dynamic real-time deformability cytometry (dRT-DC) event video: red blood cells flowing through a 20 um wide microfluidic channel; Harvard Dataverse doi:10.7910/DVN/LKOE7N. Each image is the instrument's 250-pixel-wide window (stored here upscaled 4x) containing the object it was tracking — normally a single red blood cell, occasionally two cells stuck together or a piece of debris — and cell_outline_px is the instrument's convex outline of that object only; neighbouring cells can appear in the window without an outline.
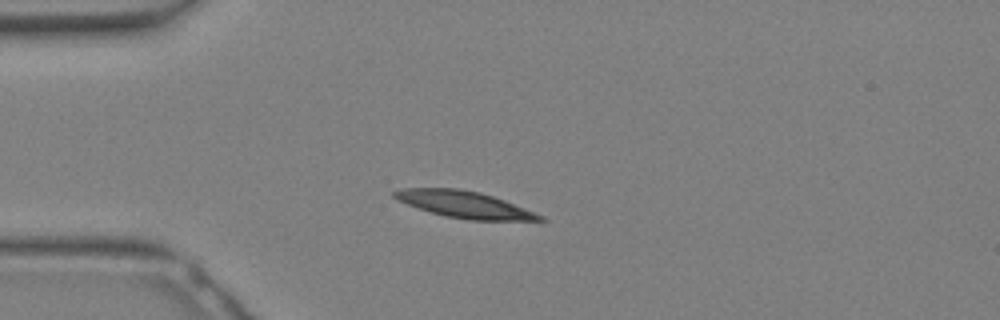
{"species": "Egyptian fruit bat (a non-hibernating species)", "species_latin": "Rousettus aegyptiacus", "temperature_condition": "warm", "stored_images_in_passage": 25, "camera_frame_rate_fps": 3000, "um_per_image_px": 0.085, "animal": {"sex": "female"}, "frame": {"image": 1, "passage_image": 1, "time_ms": 0.0, "image_size_px": [1000, 320], "cell_outline_px": [[548, 220], [468, 220], [444, 216], [408, 204], [392, 196], [392, 192], [404, 188], [456, 188], [480, 192], [504, 200], [544, 216]], "centroid_in_image_um": [39.49, 17.38], "position_along_channel_um": 45.5, "area_um2": 22.25}}
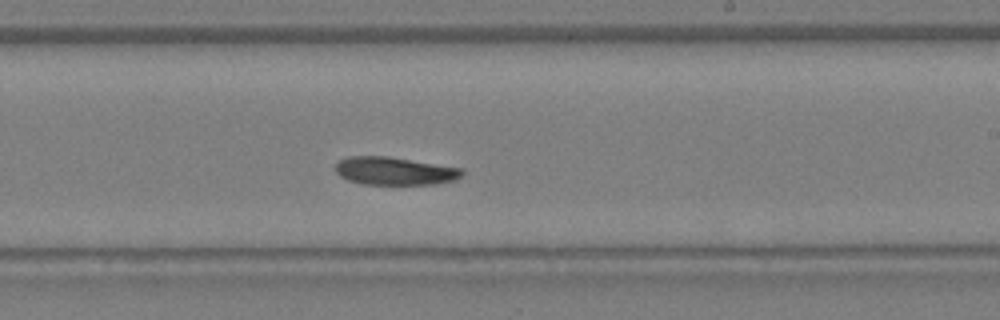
{"frame": {"image": 2, "passage_image": 12, "time_ms": 3.667, "image_size_px": [1000, 320], "cell_outline_px": [[464, 172], [460, 176], [452, 180], [436, 184], [364, 184], [348, 180], [340, 176], [336, 172], [336, 164], [340, 160], [348, 156], [388, 156], [460, 168]], "centroid_in_image_um": [33.5, 14.53], "position_along_channel_um": 255.5, "area_um2": 20.35}}
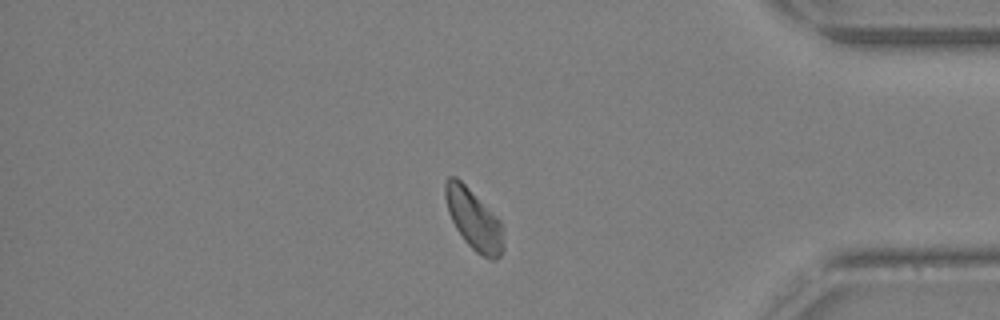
{"frame": {"image": 3, "passage_image": 20, "time_ms": 6.333, "image_size_px": [1000, 320], "cell_outline_px": [[504, 248], [500, 256], [496, 260], [488, 260], [480, 256], [464, 240], [456, 228], [448, 212], [444, 196], [444, 184], [448, 176], [456, 176], [500, 220], [504, 244]], "centroid_in_image_um": [40.26, 18.69], "position_along_channel_um": 394.9, "area_um2": 20.46}}